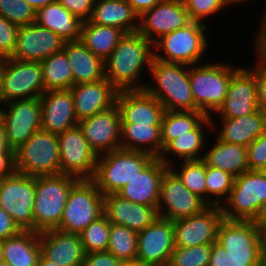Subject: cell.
I'll return each instance as SVG.
<instances>
[{"mask_svg": "<svg viewBox=\"0 0 266 266\" xmlns=\"http://www.w3.org/2000/svg\"><path fill=\"white\" fill-rule=\"evenodd\" d=\"M154 46L138 31L125 33L111 55L104 60L105 78L118 90H143L147 84H139L145 64L150 68L154 58ZM139 81V82H138Z\"/></svg>", "mask_w": 266, "mask_h": 266, "instance_id": "6da1fadb", "label": "cell"}, {"mask_svg": "<svg viewBox=\"0 0 266 266\" xmlns=\"http://www.w3.org/2000/svg\"><path fill=\"white\" fill-rule=\"evenodd\" d=\"M188 65L164 62L153 58L149 68L156 87L145 90L168 111H196L189 80Z\"/></svg>", "mask_w": 266, "mask_h": 266, "instance_id": "7a4b0ae2", "label": "cell"}, {"mask_svg": "<svg viewBox=\"0 0 266 266\" xmlns=\"http://www.w3.org/2000/svg\"><path fill=\"white\" fill-rule=\"evenodd\" d=\"M70 175L36 176L34 201V231L56 229L72 186L78 181Z\"/></svg>", "mask_w": 266, "mask_h": 266, "instance_id": "3957f363", "label": "cell"}, {"mask_svg": "<svg viewBox=\"0 0 266 266\" xmlns=\"http://www.w3.org/2000/svg\"><path fill=\"white\" fill-rule=\"evenodd\" d=\"M155 157L142 151L118 149L98 156L93 181L103 194L117 193Z\"/></svg>", "mask_w": 266, "mask_h": 266, "instance_id": "277c9868", "label": "cell"}, {"mask_svg": "<svg viewBox=\"0 0 266 266\" xmlns=\"http://www.w3.org/2000/svg\"><path fill=\"white\" fill-rule=\"evenodd\" d=\"M237 69L226 64L209 63L189 69V80L196 111L211 117L222 106L233 73Z\"/></svg>", "mask_w": 266, "mask_h": 266, "instance_id": "5b68a950", "label": "cell"}, {"mask_svg": "<svg viewBox=\"0 0 266 266\" xmlns=\"http://www.w3.org/2000/svg\"><path fill=\"white\" fill-rule=\"evenodd\" d=\"M103 194L92 179H79L71 188L56 228L59 231L80 234L91 222L104 214Z\"/></svg>", "mask_w": 266, "mask_h": 266, "instance_id": "8992f818", "label": "cell"}, {"mask_svg": "<svg viewBox=\"0 0 266 266\" xmlns=\"http://www.w3.org/2000/svg\"><path fill=\"white\" fill-rule=\"evenodd\" d=\"M15 171L28 176L61 173L58 137L42 130L36 131L14 151Z\"/></svg>", "mask_w": 266, "mask_h": 266, "instance_id": "52a82bcc", "label": "cell"}, {"mask_svg": "<svg viewBox=\"0 0 266 266\" xmlns=\"http://www.w3.org/2000/svg\"><path fill=\"white\" fill-rule=\"evenodd\" d=\"M207 25L192 21L187 26L177 29L155 40L153 45L163 51L164 55L154 50V58L170 63L185 64L189 68L198 64L207 49L205 37Z\"/></svg>", "mask_w": 266, "mask_h": 266, "instance_id": "ba28073f", "label": "cell"}, {"mask_svg": "<svg viewBox=\"0 0 266 266\" xmlns=\"http://www.w3.org/2000/svg\"><path fill=\"white\" fill-rule=\"evenodd\" d=\"M264 202L266 175L258 170H248L235 178L228 198L220 207L224 219L252 221Z\"/></svg>", "mask_w": 266, "mask_h": 266, "instance_id": "9c48e42d", "label": "cell"}, {"mask_svg": "<svg viewBox=\"0 0 266 266\" xmlns=\"http://www.w3.org/2000/svg\"><path fill=\"white\" fill-rule=\"evenodd\" d=\"M44 92L40 62L2 59L0 103L17 99L40 98Z\"/></svg>", "mask_w": 266, "mask_h": 266, "instance_id": "30bf717a", "label": "cell"}, {"mask_svg": "<svg viewBox=\"0 0 266 266\" xmlns=\"http://www.w3.org/2000/svg\"><path fill=\"white\" fill-rule=\"evenodd\" d=\"M36 176L14 172L0 179V207L21 230L34 231Z\"/></svg>", "mask_w": 266, "mask_h": 266, "instance_id": "8fae6325", "label": "cell"}, {"mask_svg": "<svg viewBox=\"0 0 266 266\" xmlns=\"http://www.w3.org/2000/svg\"><path fill=\"white\" fill-rule=\"evenodd\" d=\"M57 137L61 173L78 179H93L98 155L89 146L80 127L70 128Z\"/></svg>", "mask_w": 266, "mask_h": 266, "instance_id": "7c38bea8", "label": "cell"}, {"mask_svg": "<svg viewBox=\"0 0 266 266\" xmlns=\"http://www.w3.org/2000/svg\"><path fill=\"white\" fill-rule=\"evenodd\" d=\"M8 110L0 109L9 147L16 151L36 131L41 130V104L39 98L17 99L5 103Z\"/></svg>", "mask_w": 266, "mask_h": 266, "instance_id": "4fadbf2b", "label": "cell"}, {"mask_svg": "<svg viewBox=\"0 0 266 266\" xmlns=\"http://www.w3.org/2000/svg\"><path fill=\"white\" fill-rule=\"evenodd\" d=\"M208 206L203 199L188 190L170 169L164 173L160 185L158 217L174 221L198 214Z\"/></svg>", "mask_w": 266, "mask_h": 266, "instance_id": "5bb4252c", "label": "cell"}, {"mask_svg": "<svg viewBox=\"0 0 266 266\" xmlns=\"http://www.w3.org/2000/svg\"><path fill=\"white\" fill-rule=\"evenodd\" d=\"M174 248L173 221L158 217L138 233L136 263L167 266Z\"/></svg>", "mask_w": 266, "mask_h": 266, "instance_id": "9a60e30c", "label": "cell"}, {"mask_svg": "<svg viewBox=\"0 0 266 266\" xmlns=\"http://www.w3.org/2000/svg\"><path fill=\"white\" fill-rule=\"evenodd\" d=\"M217 242L237 261H262L260 230L251 221L223 219Z\"/></svg>", "mask_w": 266, "mask_h": 266, "instance_id": "2e32d148", "label": "cell"}, {"mask_svg": "<svg viewBox=\"0 0 266 266\" xmlns=\"http://www.w3.org/2000/svg\"><path fill=\"white\" fill-rule=\"evenodd\" d=\"M223 213L219 205H209L202 212L173 221L175 247L213 244Z\"/></svg>", "mask_w": 266, "mask_h": 266, "instance_id": "e0dca14e", "label": "cell"}, {"mask_svg": "<svg viewBox=\"0 0 266 266\" xmlns=\"http://www.w3.org/2000/svg\"><path fill=\"white\" fill-rule=\"evenodd\" d=\"M191 22L183 0H162L139 16L137 31L154 44V34L161 38Z\"/></svg>", "mask_w": 266, "mask_h": 266, "instance_id": "ac0fdd59", "label": "cell"}, {"mask_svg": "<svg viewBox=\"0 0 266 266\" xmlns=\"http://www.w3.org/2000/svg\"><path fill=\"white\" fill-rule=\"evenodd\" d=\"M78 126L98 156L121 149V116L116 104L92 117L82 119Z\"/></svg>", "mask_w": 266, "mask_h": 266, "instance_id": "d6986e66", "label": "cell"}, {"mask_svg": "<svg viewBox=\"0 0 266 266\" xmlns=\"http://www.w3.org/2000/svg\"><path fill=\"white\" fill-rule=\"evenodd\" d=\"M256 71L240 68L233 73L226 98L217 114L225 118H237L259 110Z\"/></svg>", "mask_w": 266, "mask_h": 266, "instance_id": "ffe728a7", "label": "cell"}, {"mask_svg": "<svg viewBox=\"0 0 266 266\" xmlns=\"http://www.w3.org/2000/svg\"><path fill=\"white\" fill-rule=\"evenodd\" d=\"M64 44L61 37L36 23L20 26L14 51L9 58L41 62L63 50Z\"/></svg>", "mask_w": 266, "mask_h": 266, "instance_id": "44dd1931", "label": "cell"}, {"mask_svg": "<svg viewBox=\"0 0 266 266\" xmlns=\"http://www.w3.org/2000/svg\"><path fill=\"white\" fill-rule=\"evenodd\" d=\"M116 105L121 123L161 125L164 106L145 89L118 91Z\"/></svg>", "mask_w": 266, "mask_h": 266, "instance_id": "7402d4cb", "label": "cell"}, {"mask_svg": "<svg viewBox=\"0 0 266 266\" xmlns=\"http://www.w3.org/2000/svg\"><path fill=\"white\" fill-rule=\"evenodd\" d=\"M41 104V130L59 135L78 125L74 113V98L70 89L45 91Z\"/></svg>", "mask_w": 266, "mask_h": 266, "instance_id": "603a6c76", "label": "cell"}, {"mask_svg": "<svg viewBox=\"0 0 266 266\" xmlns=\"http://www.w3.org/2000/svg\"><path fill=\"white\" fill-rule=\"evenodd\" d=\"M103 209L110 224L125 226L137 233L158 218L154 207L131 202L117 193L103 195Z\"/></svg>", "mask_w": 266, "mask_h": 266, "instance_id": "cb8c5ba5", "label": "cell"}, {"mask_svg": "<svg viewBox=\"0 0 266 266\" xmlns=\"http://www.w3.org/2000/svg\"><path fill=\"white\" fill-rule=\"evenodd\" d=\"M70 91L74 98V113L78 122L114 106L118 94V90L106 78L73 85Z\"/></svg>", "mask_w": 266, "mask_h": 266, "instance_id": "d4e9b609", "label": "cell"}, {"mask_svg": "<svg viewBox=\"0 0 266 266\" xmlns=\"http://www.w3.org/2000/svg\"><path fill=\"white\" fill-rule=\"evenodd\" d=\"M41 254L59 266H83L85 251L79 234L51 229L39 233Z\"/></svg>", "mask_w": 266, "mask_h": 266, "instance_id": "484cf974", "label": "cell"}, {"mask_svg": "<svg viewBox=\"0 0 266 266\" xmlns=\"http://www.w3.org/2000/svg\"><path fill=\"white\" fill-rule=\"evenodd\" d=\"M169 169L159 158H154L129 184L117 194L131 202L158 208L160 185L164 173Z\"/></svg>", "mask_w": 266, "mask_h": 266, "instance_id": "4316f807", "label": "cell"}, {"mask_svg": "<svg viewBox=\"0 0 266 266\" xmlns=\"http://www.w3.org/2000/svg\"><path fill=\"white\" fill-rule=\"evenodd\" d=\"M63 51L71 66L74 85L105 78L104 60L94 55L80 40L66 41Z\"/></svg>", "mask_w": 266, "mask_h": 266, "instance_id": "83f0119b", "label": "cell"}, {"mask_svg": "<svg viewBox=\"0 0 266 266\" xmlns=\"http://www.w3.org/2000/svg\"><path fill=\"white\" fill-rule=\"evenodd\" d=\"M139 15L126 0H95L89 22L119 28L124 33L136 32Z\"/></svg>", "mask_w": 266, "mask_h": 266, "instance_id": "f1b7e54d", "label": "cell"}, {"mask_svg": "<svg viewBox=\"0 0 266 266\" xmlns=\"http://www.w3.org/2000/svg\"><path fill=\"white\" fill-rule=\"evenodd\" d=\"M223 128L218 139L247 147L266 130V114L261 110L237 118L221 117Z\"/></svg>", "mask_w": 266, "mask_h": 266, "instance_id": "f546056e", "label": "cell"}, {"mask_svg": "<svg viewBox=\"0 0 266 266\" xmlns=\"http://www.w3.org/2000/svg\"><path fill=\"white\" fill-rule=\"evenodd\" d=\"M34 23L51 30L65 42L80 39L82 21L58 2L36 10Z\"/></svg>", "mask_w": 266, "mask_h": 266, "instance_id": "4dcf8cb0", "label": "cell"}, {"mask_svg": "<svg viewBox=\"0 0 266 266\" xmlns=\"http://www.w3.org/2000/svg\"><path fill=\"white\" fill-rule=\"evenodd\" d=\"M4 261L11 266H37L41 256L39 233L21 230L17 235L2 241Z\"/></svg>", "mask_w": 266, "mask_h": 266, "instance_id": "1f68e13d", "label": "cell"}, {"mask_svg": "<svg viewBox=\"0 0 266 266\" xmlns=\"http://www.w3.org/2000/svg\"><path fill=\"white\" fill-rule=\"evenodd\" d=\"M120 142L121 149L142 151L159 158L162 152L161 125L121 123Z\"/></svg>", "mask_w": 266, "mask_h": 266, "instance_id": "d6a6232c", "label": "cell"}, {"mask_svg": "<svg viewBox=\"0 0 266 266\" xmlns=\"http://www.w3.org/2000/svg\"><path fill=\"white\" fill-rule=\"evenodd\" d=\"M202 157L207 166L223 170L235 178L249 170L247 147L240 144L225 143L217 138L214 147Z\"/></svg>", "mask_w": 266, "mask_h": 266, "instance_id": "836d02e7", "label": "cell"}, {"mask_svg": "<svg viewBox=\"0 0 266 266\" xmlns=\"http://www.w3.org/2000/svg\"><path fill=\"white\" fill-rule=\"evenodd\" d=\"M125 33L119 28L82 22L80 41L96 56L107 59Z\"/></svg>", "mask_w": 266, "mask_h": 266, "instance_id": "e575fe53", "label": "cell"}, {"mask_svg": "<svg viewBox=\"0 0 266 266\" xmlns=\"http://www.w3.org/2000/svg\"><path fill=\"white\" fill-rule=\"evenodd\" d=\"M212 117H206L193 131L186 133L183 136H179L176 139L170 141L162 150L159 159L167 166H170V161L167 158V153L184 160H199L203 159L199 152H202L205 142L204 132L202 127L211 126L214 128L212 123ZM205 124V125H203ZM203 125V126H202ZM167 155V156H166ZM200 155V156H199Z\"/></svg>", "mask_w": 266, "mask_h": 266, "instance_id": "d590c367", "label": "cell"}, {"mask_svg": "<svg viewBox=\"0 0 266 266\" xmlns=\"http://www.w3.org/2000/svg\"><path fill=\"white\" fill-rule=\"evenodd\" d=\"M40 63L45 91L68 90L74 85L71 66L63 50L50 55Z\"/></svg>", "mask_w": 266, "mask_h": 266, "instance_id": "8d00e7d4", "label": "cell"}, {"mask_svg": "<svg viewBox=\"0 0 266 266\" xmlns=\"http://www.w3.org/2000/svg\"><path fill=\"white\" fill-rule=\"evenodd\" d=\"M206 117L201 111L165 110L161 124L162 150L170 141L193 131Z\"/></svg>", "mask_w": 266, "mask_h": 266, "instance_id": "74e56055", "label": "cell"}, {"mask_svg": "<svg viewBox=\"0 0 266 266\" xmlns=\"http://www.w3.org/2000/svg\"><path fill=\"white\" fill-rule=\"evenodd\" d=\"M138 233L121 225L110 224L107 252L124 264L136 263Z\"/></svg>", "mask_w": 266, "mask_h": 266, "instance_id": "f35d334b", "label": "cell"}, {"mask_svg": "<svg viewBox=\"0 0 266 266\" xmlns=\"http://www.w3.org/2000/svg\"><path fill=\"white\" fill-rule=\"evenodd\" d=\"M181 164L182 167L178 172L174 170V168H171V165L169 169L179 178L188 190L206 202V163L203 159H199L184 160Z\"/></svg>", "mask_w": 266, "mask_h": 266, "instance_id": "ab89813d", "label": "cell"}, {"mask_svg": "<svg viewBox=\"0 0 266 266\" xmlns=\"http://www.w3.org/2000/svg\"><path fill=\"white\" fill-rule=\"evenodd\" d=\"M234 180L235 177L233 175L206 165V203L220 206L222 204L220 197L224 196V201L228 198L233 188ZM211 196H215V200Z\"/></svg>", "mask_w": 266, "mask_h": 266, "instance_id": "60d3db41", "label": "cell"}, {"mask_svg": "<svg viewBox=\"0 0 266 266\" xmlns=\"http://www.w3.org/2000/svg\"><path fill=\"white\" fill-rule=\"evenodd\" d=\"M110 235V222L103 214L91 222L80 234L85 253L106 251Z\"/></svg>", "mask_w": 266, "mask_h": 266, "instance_id": "b9f144b4", "label": "cell"}, {"mask_svg": "<svg viewBox=\"0 0 266 266\" xmlns=\"http://www.w3.org/2000/svg\"><path fill=\"white\" fill-rule=\"evenodd\" d=\"M211 244L175 247L167 266H208Z\"/></svg>", "mask_w": 266, "mask_h": 266, "instance_id": "7bdbcfd3", "label": "cell"}, {"mask_svg": "<svg viewBox=\"0 0 266 266\" xmlns=\"http://www.w3.org/2000/svg\"><path fill=\"white\" fill-rule=\"evenodd\" d=\"M36 10L25 0H0V15L17 26L35 22Z\"/></svg>", "mask_w": 266, "mask_h": 266, "instance_id": "ee69618b", "label": "cell"}, {"mask_svg": "<svg viewBox=\"0 0 266 266\" xmlns=\"http://www.w3.org/2000/svg\"><path fill=\"white\" fill-rule=\"evenodd\" d=\"M183 2L190 19L198 22H203L206 16L227 6L225 0H183Z\"/></svg>", "mask_w": 266, "mask_h": 266, "instance_id": "f6af8a7d", "label": "cell"}, {"mask_svg": "<svg viewBox=\"0 0 266 266\" xmlns=\"http://www.w3.org/2000/svg\"><path fill=\"white\" fill-rule=\"evenodd\" d=\"M19 26L0 15V58H9L15 48Z\"/></svg>", "mask_w": 266, "mask_h": 266, "instance_id": "bcb514c9", "label": "cell"}, {"mask_svg": "<svg viewBox=\"0 0 266 266\" xmlns=\"http://www.w3.org/2000/svg\"><path fill=\"white\" fill-rule=\"evenodd\" d=\"M15 172L14 151L9 147L5 127L0 121V179L7 178Z\"/></svg>", "mask_w": 266, "mask_h": 266, "instance_id": "7dc6e473", "label": "cell"}, {"mask_svg": "<svg viewBox=\"0 0 266 266\" xmlns=\"http://www.w3.org/2000/svg\"><path fill=\"white\" fill-rule=\"evenodd\" d=\"M260 262L261 261H237L217 241L211 244V255L208 266H256Z\"/></svg>", "mask_w": 266, "mask_h": 266, "instance_id": "c3c4849f", "label": "cell"}, {"mask_svg": "<svg viewBox=\"0 0 266 266\" xmlns=\"http://www.w3.org/2000/svg\"><path fill=\"white\" fill-rule=\"evenodd\" d=\"M266 162V130L247 146L249 170H259Z\"/></svg>", "mask_w": 266, "mask_h": 266, "instance_id": "681fc988", "label": "cell"}, {"mask_svg": "<svg viewBox=\"0 0 266 266\" xmlns=\"http://www.w3.org/2000/svg\"><path fill=\"white\" fill-rule=\"evenodd\" d=\"M82 22L88 21L95 0H56Z\"/></svg>", "mask_w": 266, "mask_h": 266, "instance_id": "f907efd6", "label": "cell"}, {"mask_svg": "<svg viewBox=\"0 0 266 266\" xmlns=\"http://www.w3.org/2000/svg\"><path fill=\"white\" fill-rule=\"evenodd\" d=\"M124 263L107 251L90 252L85 255L83 266H123Z\"/></svg>", "mask_w": 266, "mask_h": 266, "instance_id": "816d5d0a", "label": "cell"}, {"mask_svg": "<svg viewBox=\"0 0 266 266\" xmlns=\"http://www.w3.org/2000/svg\"><path fill=\"white\" fill-rule=\"evenodd\" d=\"M254 70L257 80L258 107L266 114V66L256 63Z\"/></svg>", "mask_w": 266, "mask_h": 266, "instance_id": "f5cc1de1", "label": "cell"}, {"mask_svg": "<svg viewBox=\"0 0 266 266\" xmlns=\"http://www.w3.org/2000/svg\"><path fill=\"white\" fill-rule=\"evenodd\" d=\"M21 229L13 219L0 207V241L17 235Z\"/></svg>", "mask_w": 266, "mask_h": 266, "instance_id": "db71d44e", "label": "cell"}, {"mask_svg": "<svg viewBox=\"0 0 266 266\" xmlns=\"http://www.w3.org/2000/svg\"><path fill=\"white\" fill-rule=\"evenodd\" d=\"M261 26L259 31V35H257L256 39V51L258 52V63L266 66V14L264 18H262Z\"/></svg>", "mask_w": 266, "mask_h": 266, "instance_id": "11a10c76", "label": "cell"}, {"mask_svg": "<svg viewBox=\"0 0 266 266\" xmlns=\"http://www.w3.org/2000/svg\"><path fill=\"white\" fill-rule=\"evenodd\" d=\"M133 10L140 16L143 12L151 9L162 0H126Z\"/></svg>", "mask_w": 266, "mask_h": 266, "instance_id": "9f6ffc18", "label": "cell"}, {"mask_svg": "<svg viewBox=\"0 0 266 266\" xmlns=\"http://www.w3.org/2000/svg\"><path fill=\"white\" fill-rule=\"evenodd\" d=\"M259 230L266 227V202L258 209L257 214L251 221Z\"/></svg>", "mask_w": 266, "mask_h": 266, "instance_id": "6f0895ef", "label": "cell"}, {"mask_svg": "<svg viewBox=\"0 0 266 266\" xmlns=\"http://www.w3.org/2000/svg\"><path fill=\"white\" fill-rule=\"evenodd\" d=\"M29 3L35 10L45 7L49 4L55 3L56 0H25Z\"/></svg>", "mask_w": 266, "mask_h": 266, "instance_id": "680465c9", "label": "cell"}, {"mask_svg": "<svg viewBox=\"0 0 266 266\" xmlns=\"http://www.w3.org/2000/svg\"><path fill=\"white\" fill-rule=\"evenodd\" d=\"M262 262L266 264V227L260 229Z\"/></svg>", "mask_w": 266, "mask_h": 266, "instance_id": "91938a15", "label": "cell"}, {"mask_svg": "<svg viewBox=\"0 0 266 266\" xmlns=\"http://www.w3.org/2000/svg\"><path fill=\"white\" fill-rule=\"evenodd\" d=\"M37 266H59L51 260L46 259L42 254L38 260Z\"/></svg>", "mask_w": 266, "mask_h": 266, "instance_id": "94428289", "label": "cell"}, {"mask_svg": "<svg viewBox=\"0 0 266 266\" xmlns=\"http://www.w3.org/2000/svg\"><path fill=\"white\" fill-rule=\"evenodd\" d=\"M246 2V1H248V0H225V3H226V5H233L234 3L236 4V3H240V2Z\"/></svg>", "mask_w": 266, "mask_h": 266, "instance_id": "6125c7cd", "label": "cell"}, {"mask_svg": "<svg viewBox=\"0 0 266 266\" xmlns=\"http://www.w3.org/2000/svg\"><path fill=\"white\" fill-rule=\"evenodd\" d=\"M260 173H263L266 175V162L263 164V166L258 170Z\"/></svg>", "mask_w": 266, "mask_h": 266, "instance_id": "be15d7a7", "label": "cell"}, {"mask_svg": "<svg viewBox=\"0 0 266 266\" xmlns=\"http://www.w3.org/2000/svg\"><path fill=\"white\" fill-rule=\"evenodd\" d=\"M4 261V256L2 253V241H0V262Z\"/></svg>", "mask_w": 266, "mask_h": 266, "instance_id": "e7e4bbea", "label": "cell"}, {"mask_svg": "<svg viewBox=\"0 0 266 266\" xmlns=\"http://www.w3.org/2000/svg\"><path fill=\"white\" fill-rule=\"evenodd\" d=\"M123 266H142V265H139L138 263H127L124 264Z\"/></svg>", "mask_w": 266, "mask_h": 266, "instance_id": "03108f58", "label": "cell"}, {"mask_svg": "<svg viewBox=\"0 0 266 266\" xmlns=\"http://www.w3.org/2000/svg\"><path fill=\"white\" fill-rule=\"evenodd\" d=\"M0 266H11V265L8 264L6 261H2L0 262Z\"/></svg>", "mask_w": 266, "mask_h": 266, "instance_id": "003e7915", "label": "cell"}, {"mask_svg": "<svg viewBox=\"0 0 266 266\" xmlns=\"http://www.w3.org/2000/svg\"><path fill=\"white\" fill-rule=\"evenodd\" d=\"M256 266H266V264L265 263H263L262 261L258 264V265H256Z\"/></svg>", "mask_w": 266, "mask_h": 266, "instance_id": "a7ac6f4b", "label": "cell"}, {"mask_svg": "<svg viewBox=\"0 0 266 266\" xmlns=\"http://www.w3.org/2000/svg\"><path fill=\"white\" fill-rule=\"evenodd\" d=\"M1 67H2V59L0 58V70H1Z\"/></svg>", "mask_w": 266, "mask_h": 266, "instance_id": "89a4df30", "label": "cell"}]
</instances>
